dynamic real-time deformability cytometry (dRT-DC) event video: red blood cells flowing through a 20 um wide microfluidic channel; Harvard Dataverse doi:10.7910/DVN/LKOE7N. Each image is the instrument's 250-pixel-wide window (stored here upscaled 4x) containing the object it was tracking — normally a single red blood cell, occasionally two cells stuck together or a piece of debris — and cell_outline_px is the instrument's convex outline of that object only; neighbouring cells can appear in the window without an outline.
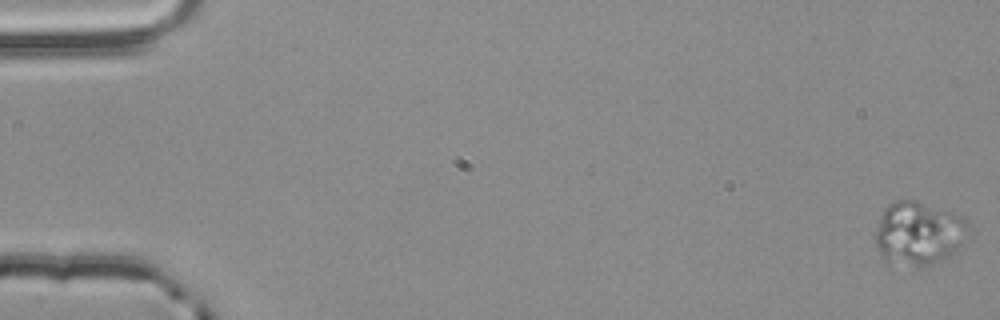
{"species": "common noctule bat (a hibernating species)", "species_latin": "Nyctalus noctula", "temperature_condition": "room temperature", "stored_images_in_passage": 5, "segment_of_instrument_passage": [1, 2], "camera_frame_rate_fps": 3000, "um_per_image_px": 0.085, "animal": {"sex": "male", "body_mass_g": 20.4}, "frame": {"image": 1, "passage_image": 1, "time_ms": 0.0, "image_size_px": [1000, 320], "cell_outline_px": [[968, 232], [952, 256], [928, 264], [884, 264], [872, 236], [880, 216], [884, 208], [888, 204], [896, 200], [916, 200], [964, 216], [968, 224]], "centroid_in_image_um": [78.02, 19.81], "position_along_channel_um": 7.0, "area_um2": 34.68}}
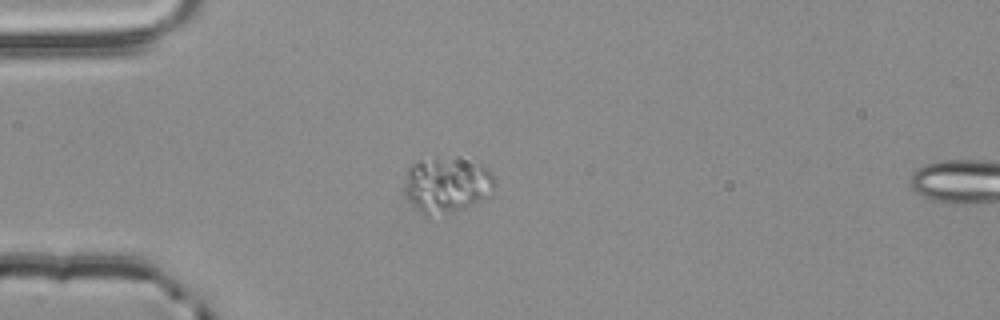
{"frame": {"image": 2, "passage_image": 4, "time_ms": 1.0, "image_size_px": [1000, 320], "cell_outline_px": [[496, 184], [488, 196], [464, 208], [452, 212], [428, 216], [424, 216], [404, 196], [404, 184], [408, 168], [420, 160], [436, 160], [488, 168], [496, 180]], "centroid_in_image_um": [37.92, 15.82], "position_along_channel_um": 47.1, "area_um2": 27.86}}